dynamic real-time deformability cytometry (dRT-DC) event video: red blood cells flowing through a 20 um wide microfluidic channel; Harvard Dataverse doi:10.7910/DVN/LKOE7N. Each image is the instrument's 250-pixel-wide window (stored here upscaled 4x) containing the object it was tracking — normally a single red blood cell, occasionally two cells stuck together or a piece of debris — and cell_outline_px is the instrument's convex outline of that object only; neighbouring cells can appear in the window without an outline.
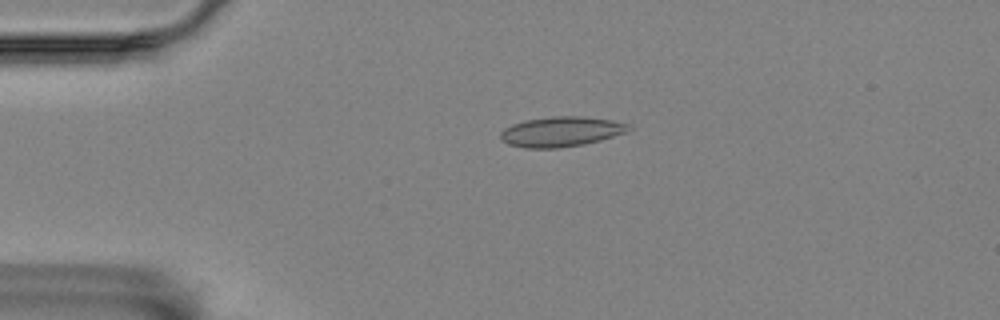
{"species": "Egyptian fruit bat (a non-hibernating species)", "species_latin": "Rousettus aegyptiacus", "temperature_condition": "room temperature", "stored_images_in_passage": 5, "camera_frame_rate_fps": 3000, "um_per_image_px": 0.085, "animal": {"sex": "female"}, "frame": {"image": 1, "passage_image": 4, "time_ms": 1.0, "image_size_px": [1000, 320], "cell_outline_px": [[632, 128], [624, 132], [600, 140], [584, 144], [560, 148], [524, 148], [508, 144], [500, 140], [500, 132], [504, 128], [512, 124], [524, 120], [552, 116], [580, 116], [612, 120], [628, 124]], "centroid_in_image_um": [47.63, 11.19], "position_along_channel_um": 37.4, "area_um2": 22.43}}